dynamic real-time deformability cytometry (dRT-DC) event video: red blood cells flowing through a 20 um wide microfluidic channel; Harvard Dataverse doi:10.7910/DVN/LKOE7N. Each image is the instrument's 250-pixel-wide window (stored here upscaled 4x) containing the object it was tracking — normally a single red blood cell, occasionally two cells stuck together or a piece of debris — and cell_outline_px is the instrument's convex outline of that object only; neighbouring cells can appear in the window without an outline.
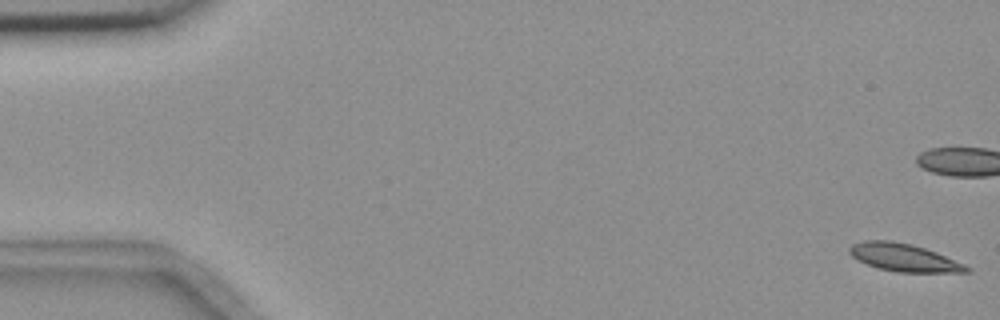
{"species": "common noctule bat (a hibernating species)", "species_latin": "Nyctalus noctula", "temperature_condition": "room temperature", "stored_images_in_passage": 6, "camera_frame_rate_fps": 3000, "um_per_image_px": 0.085, "animal": {"sex": "female", "body_mass_g": 18.4}, "frame": {"image": 1, "passage_image": 1, "time_ms": 0.0, "image_size_px": [1000, 320], "cell_outline_px": [[972, 272], [896, 272], [880, 268], [868, 264], [852, 256], [848, 252], [848, 248], [852, 244], [864, 240], [892, 240], [912, 244], [936, 252], [964, 264], [972, 268]], "centroid_in_image_um": [76.84, 21.88], "position_along_channel_um": 8.2, "area_um2": 18.84}}